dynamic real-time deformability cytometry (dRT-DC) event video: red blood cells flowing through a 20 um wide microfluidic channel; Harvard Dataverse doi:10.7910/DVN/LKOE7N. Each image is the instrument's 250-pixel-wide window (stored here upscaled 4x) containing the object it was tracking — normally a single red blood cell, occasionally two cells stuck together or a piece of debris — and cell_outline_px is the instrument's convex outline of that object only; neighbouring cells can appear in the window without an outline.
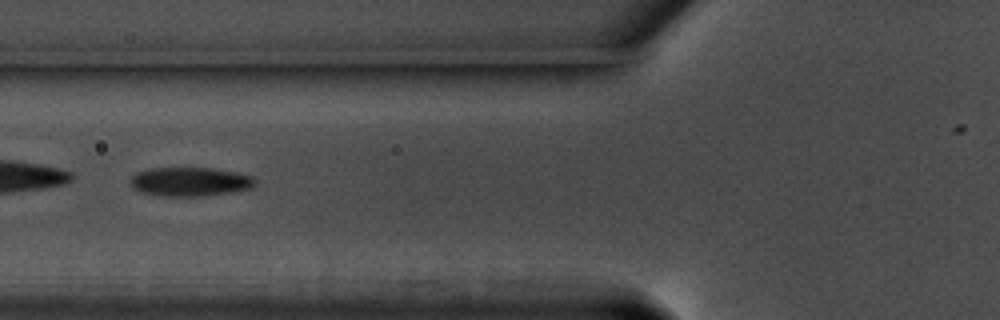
{"species": "common noctule bat (a hibernating species)", "species_latin": "Nyctalus noctula", "temperature_condition": "warm", "stored_images_in_passage": 37, "camera_frame_rate_fps": 3000, "um_per_image_px": 0.085, "animal": {"sex": "male", "body_mass_g": 17.5, "forearm_length_mm": 52.3}, "frame": {"image": 1, "passage_image": 6, "time_ms": 1.667, "image_size_px": [1000, 320], "cell_outline_px": [[256, 184], [248, 188], [232, 192], [204, 196], [164, 196], [140, 192], [132, 188], [132, 176], [136, 172], [148, 168], [212, 168], [236, 172], [252, 176], [256, 180]], "centroid_in_image_um": [16.14, 15.44], "position_along_channel_um": 109.7, "area_um2": 21.04}}
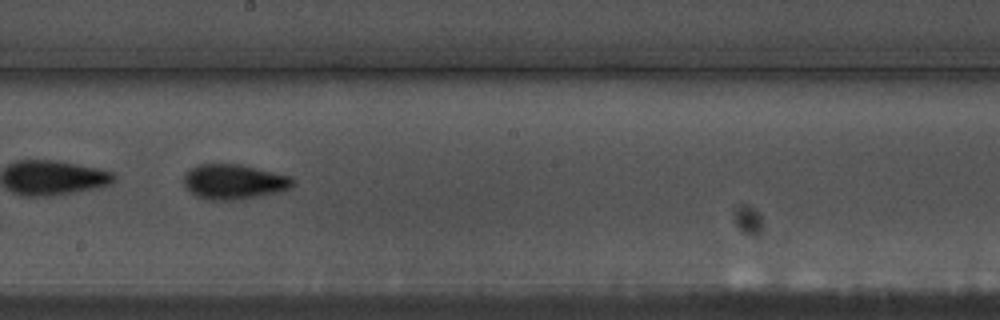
{"frame": {"image": 2, "passage_image": 16, "time_ms": 5.0, "image_size_px": [1000, 320], "cell_outline_px": [[296, 184], [292, 188], [260, 196], [240, 200], [208, 200], [196, 196], [184, 184], [184, 176], [196, 164], [240, 164], [292, 176], [296, 180]], "centroid_in_image_um": [19.95, 15.45], "position_along_channel_um": 228.3, "area_um2": 22.37}, "authors_computed_cell_mechanics": {"area_um2": 20.9814, "velocity_mm_per_s": 3.5651, "shape_relaxation_time_tau1_ms": 3.1665, "shape_relaxation_time_tau2_ms": 1.6525, "deformation_change_tau1": 0.1592, "deformation_change_tau2": 0.0821}}